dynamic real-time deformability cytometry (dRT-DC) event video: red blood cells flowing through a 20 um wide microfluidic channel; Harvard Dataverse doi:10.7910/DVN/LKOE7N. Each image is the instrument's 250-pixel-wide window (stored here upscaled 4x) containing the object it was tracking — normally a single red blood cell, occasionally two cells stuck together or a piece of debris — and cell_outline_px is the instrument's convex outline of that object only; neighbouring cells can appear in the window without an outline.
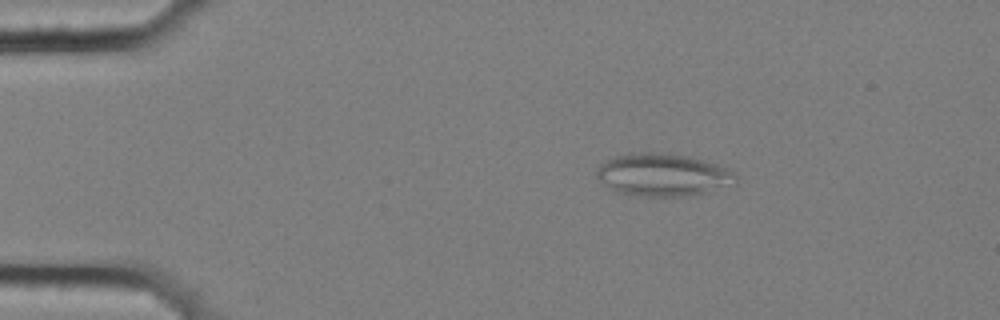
{"species": "common noctule bat (a hibernating species)", "species_latin": "Nyctalus noctula", "temperature_condition": "cold", "stored_images_in_passage": 48, "camera_frame_rate_fps": 3000, "um_per_image_px": 0.085, "animal": {"sex": "female", "body_mass_g": 25.1}, "frame": {"image": 1, "passage_image": 1, "time_ms": 0.0, "image_size_px": [1000, 320], "cell_outline_px": [[736, 184], [704, 192], [676, 196], [644, 196], [620, 192], [612, 188], [600, 180], [596, 176], [596, 168], [604, 160], [616, 156], [632, 152], [644, 152], [688, 156], [724, 168], [732, 172], [736, 176]], "centroid_in_image_um": [56.29, 14.85], "position_along_channel_um": 28.7, "area_um2": 33.64}}
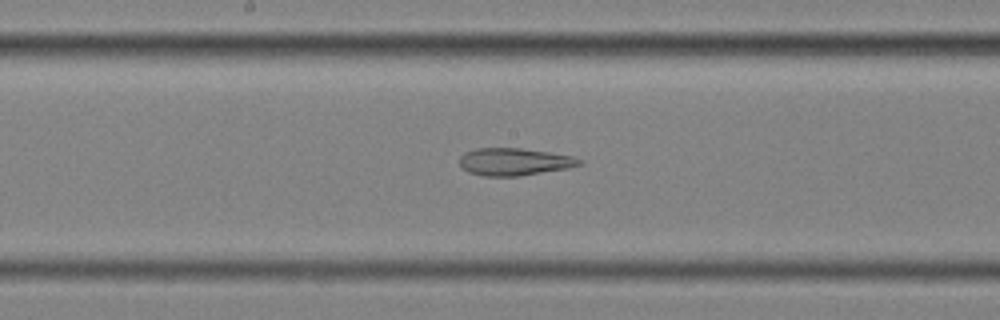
{"frame": {"image": 2, "passage_image": 21, "time_ms": 6.667, "image_size_px": [1000, 320], "cell_outline_px": [[584, 164], [568, 168], [520, 176], [484, 176], [468, 172], [460, 164], [460, 156], [464, 152], [476, 148], [520, 148], [548, 152], [572, 156], [584, 160]], "centroid_in_image_um": [43.74, 13.75], "position_along_channel_um": 204.5, "area_um2": 19.19}}
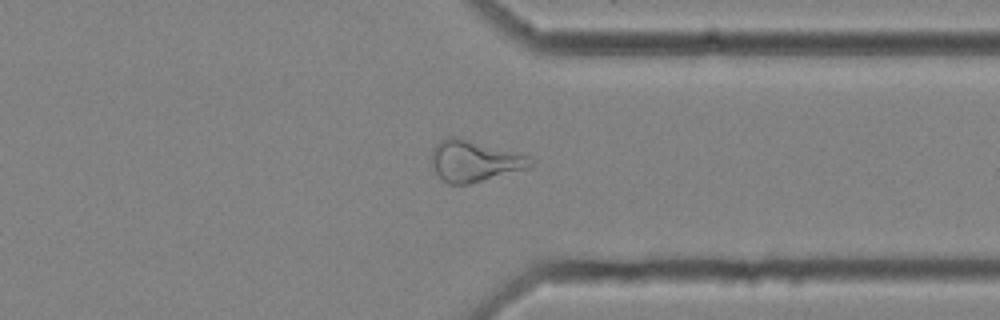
{"frame": {"image": 3, "passage_image": 35, "time_ms": 11.333, "image_size_px": [1000, 320], "cell_outline_px": [[536, 160], [532, 164], [524, 168], [468, 184], [448, 184], [436, 172], [432, 164], [432, 148], [440, 140], [448, 136], [456, 136], [528, 156]], "centroid_in_image_um": [40.26, 13.66], "position_along_channel_um": 371.1, "area_um2": 23.12}, "authors_computed_cell_mechanics": {"area_um2": 24.1893, "velocity_mm_per_s": 3.581, "shape_relaxation_time_tau1_ms": null, "shape_relaxation_time_tau2_ms": 3.504, "deformation_change_tau1": null, "deformation_change_tau2": 0.132}}